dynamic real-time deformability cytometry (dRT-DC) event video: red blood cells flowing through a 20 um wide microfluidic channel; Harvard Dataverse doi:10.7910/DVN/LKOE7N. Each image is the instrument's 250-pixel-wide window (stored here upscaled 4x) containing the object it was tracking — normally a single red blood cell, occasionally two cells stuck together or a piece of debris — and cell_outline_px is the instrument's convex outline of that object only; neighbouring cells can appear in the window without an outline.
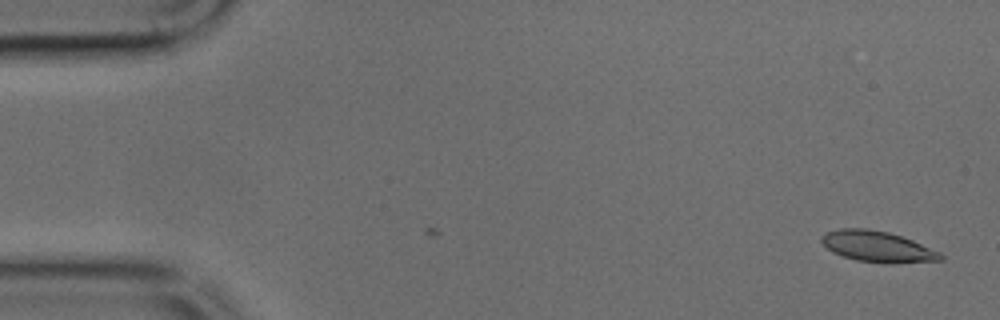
{"species": "common noctule bat (a hibernating species)", "species_latin": "Nyctalus noctula", "temperature_condition": "cold", "stored_images_in_passage": 4, "camera_frame_rate_fps": 3000, "um_per_image_px": 0.085, "animal": {"sex": "male", "body_mass_g": 17.9, "forearm_length_mm": 54.2}, "frame": {"image": 1, "passage_image": 4, "time_ms": 1.0, "image_size_px": [1000, 320], "cell_outline_px": [[944, 260], [856, 260], [832, 252], [820, 240], [820, 236], [828, 232], [840, 228], [868, 228], [888, 232], [912, 240], [940, 252], [944, 256]], "centroid_in_image_um": [74.5, 20.88], "position_along_channel_um": 10.5, "area_um2": 20.17}}